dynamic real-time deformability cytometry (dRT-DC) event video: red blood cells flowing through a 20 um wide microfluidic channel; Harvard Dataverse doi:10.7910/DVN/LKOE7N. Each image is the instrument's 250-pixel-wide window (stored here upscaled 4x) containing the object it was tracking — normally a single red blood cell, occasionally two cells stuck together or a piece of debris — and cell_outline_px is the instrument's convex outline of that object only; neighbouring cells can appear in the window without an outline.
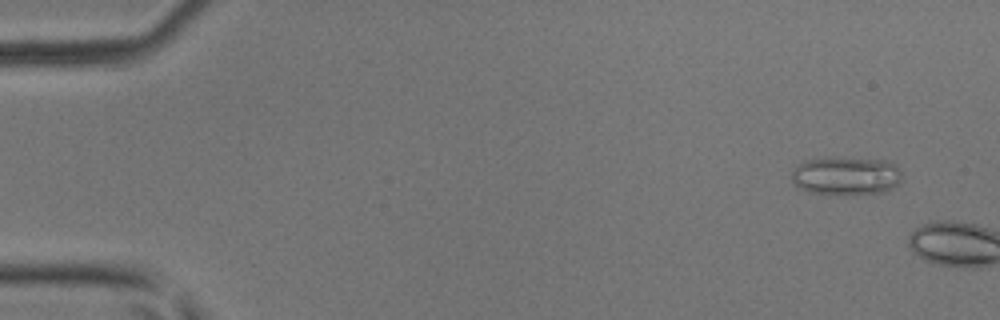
{"species": "common noctule bat (a hibernating species)", "species_latin": "Nyctalus noctula", "temperature_condition": "room temperature", "stored_images_in_passage": 2, "camera_frame_rate_fps": 3000, "um_per_image_px": 0.085, "animal": {"sex": "male", "body_mass_g": 17.9, "forearm_length_mm": 54.2}, "frame": {"image": 1, "passage_image": 1, "time_ms": 0.0, "image_size_px": [1000, 320], "cell_outline_px": [[900, 184], [892, 188], [880, 192], [808, 192], [796, 188], [792, 180], [792, 168], [796, 164], [808, 160], [884, 160], [892, 164], [900, 172]], "centroid_in_image_um": [71.85, 14.96], "position_along_channel_um": 13.1, "area_um2": 23.12}}